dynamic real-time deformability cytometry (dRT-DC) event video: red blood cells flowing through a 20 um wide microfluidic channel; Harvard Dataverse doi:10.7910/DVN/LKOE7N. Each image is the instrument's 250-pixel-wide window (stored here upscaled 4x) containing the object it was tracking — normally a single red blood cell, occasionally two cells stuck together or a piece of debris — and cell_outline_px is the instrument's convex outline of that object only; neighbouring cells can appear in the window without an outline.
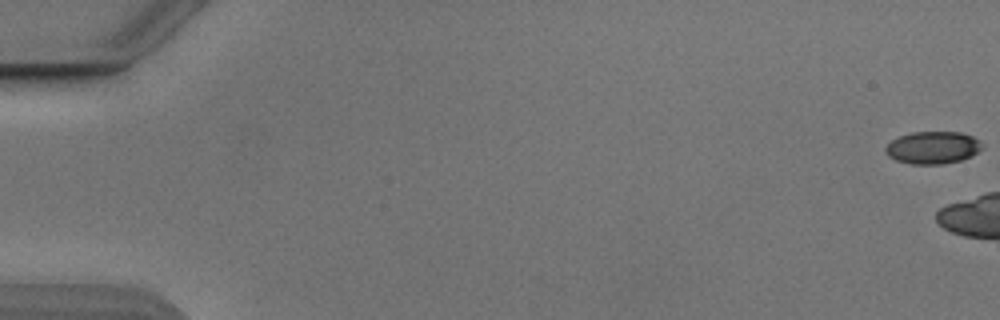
{"species": "Egyptian fruit bat (a non-hibernating species)", "species_latin": "Rousettus aegyptiacus", "temperature_condition": "cold", "stored_images_in_passage": 11, "camera_frame_rate_fps": 3000, "um_per_image_px": 0.085, "animal": {"sex": "male"}, "frame": {"image": 1, "passage_image": 1, "time_ms": 0.0, "image_size_px": [1000, 320], "cell_outline_px": [[984, 144], [972, 156], [960, 160], [940, 164], [912, 164], [896, 160], [888, 156], [884, 152], [884, 148], [892, 140], [900, 136], [912, 132], [960, 132], [972, 136], [980, 140]], "centroid_in_image_um": [79.28, 12.54], "position_along_channel_um": 5.7, "area_um2": 18.21}}